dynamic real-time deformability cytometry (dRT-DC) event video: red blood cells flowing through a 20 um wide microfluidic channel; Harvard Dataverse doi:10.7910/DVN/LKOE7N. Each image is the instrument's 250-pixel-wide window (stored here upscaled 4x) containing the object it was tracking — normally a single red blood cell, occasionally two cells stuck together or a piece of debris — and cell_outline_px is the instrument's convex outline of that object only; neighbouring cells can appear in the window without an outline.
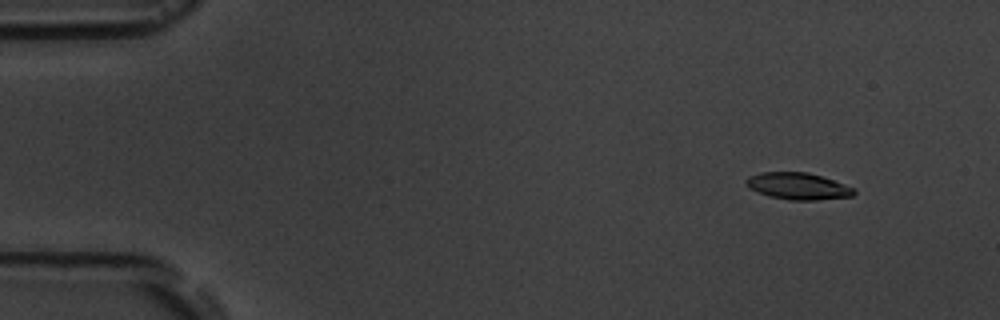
{"species": "common noctule bat (a hibernating species)", "species_latin": "Nyctalus noctula", "temperature_condition": "room temperature", "stored_images_in_passage": 5, "camera_frame_rate_fps": 3000, "um_per_image_px": 0.085, "animal": {"sex": "male", "body_mass_g": 19.5, "forearm_length_mm": 54.6}, "frame": {"image": 1, "passage_image": 2, "time_ms": 1.333, "image_size_px": [1000, 320], "cell_outline_px": [[856, 192], [852, 196], [816, 200], [788, 200], [768, 196], [756, 192], [748, 188], [744, 180], [748, 176], [760, 172], [808, 172], [856, 188]], "centroid_in_image_um": [67.78, 15.82], "position_along_channel_um": 17.2, "area_um2": 16.99}}
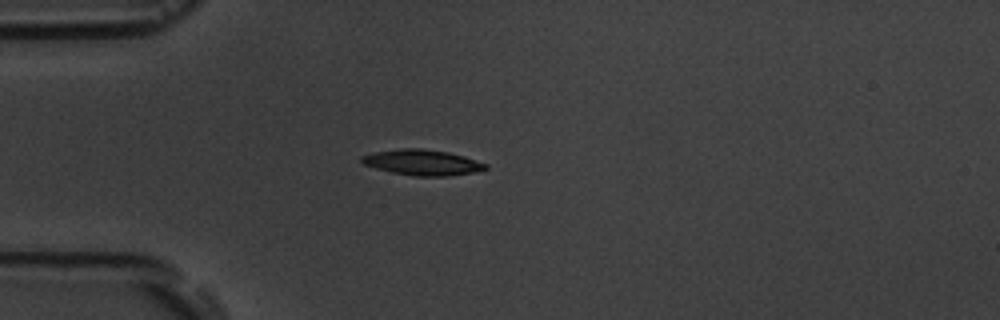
{"frame": {"image": 2, "passage_image": 5, "time_ms": 4.667, "image_size_px": [1000, 320], "cell_outline_px": [[488, 168], [472, 172], [448, 176], [412, 176], [392, 172], [376, 168], [364, 164], [360, 160], [360, 156], [376, 152], [400, 148], [420, 148], [448, 152], [464, 156], [488, 164]], "centroid_in_image_um": [35.89, 13.8], "position_along_channel_um": 49.1, "area_um2": 18.38}}